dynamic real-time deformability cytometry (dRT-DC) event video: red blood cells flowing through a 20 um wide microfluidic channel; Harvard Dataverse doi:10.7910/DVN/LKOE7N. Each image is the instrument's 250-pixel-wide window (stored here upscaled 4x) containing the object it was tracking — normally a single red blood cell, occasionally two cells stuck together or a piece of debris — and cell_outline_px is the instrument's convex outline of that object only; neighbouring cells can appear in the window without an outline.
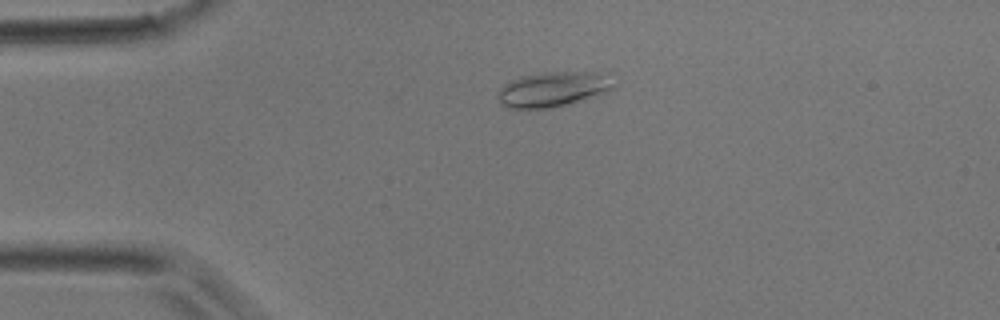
{"species": "common noctule bat (a hibernating species)", "species_latin": "Nyctalus noctula", "temperature_condition": "room temperature", "stored_images_in_passage": 6, "camera_frame_rate_fps": 3000, "um_per_image_px": 0.085, "animal": {"sex": "male", "body_mass_g": 17.9}, "frame": {"image": 1, "passage_image": 1, "time_ms": 0.0, "image_size_px": [1000, 320], "cell_outline_px": [[616, 88], [608, 92], [568, 104], [548, 108], [508, 108], [496, 96], [500, 88], [504, 84], [520, 76], [544, 72], [608, 72], [616, 84]], "centroid_in_image_um": [47.09, 7.56], "position_along_channel_um": 37.9, "area_um2": 23.87}}
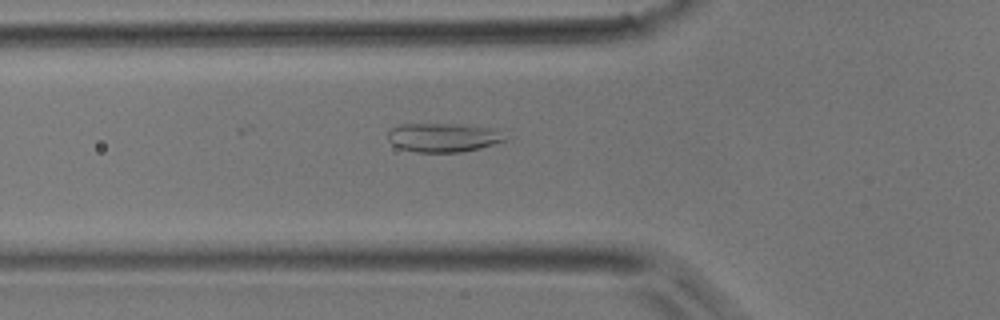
{"frame": {"image": 2, "passage_image": 6, "time_ms": 1.667, "image_size_px": [1000, 320], "cell_outline_px": [[508, 128], [504, 140], [480, 148], [460, 152], [416, 152], [400, 148], [392, 144], [388, 140], [388, 132], [392, 128], [400, 124], [464, 124]], "centroid_in_image_um": [37.79, 11.66], "position_along_channel_um": 88.0, "area_um2": 20.29}}